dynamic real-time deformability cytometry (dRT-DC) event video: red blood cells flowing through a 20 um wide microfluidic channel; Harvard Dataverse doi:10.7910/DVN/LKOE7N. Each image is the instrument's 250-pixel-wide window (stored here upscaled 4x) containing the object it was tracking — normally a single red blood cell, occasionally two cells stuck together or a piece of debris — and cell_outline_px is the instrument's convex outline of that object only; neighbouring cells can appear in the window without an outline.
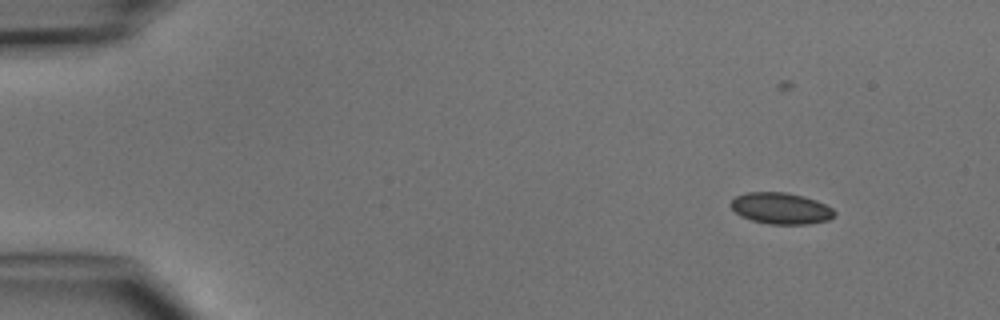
{"species": "common noctule bat (a hibernating species)", "species_latin": "Nyctalus noctula", "temperature_condition": "cold", "stored_images_in_passage": 4, "camera_frame_rate_fps": 3000, "um_per_image_px": 0.085, "animal": {"sex": "male", "body_mass_g": 15.6}, "frame": {"image": 1, "passage_image": 1, "time_ms": 0.0, "image_size_px": [1000, 320], "cell_outline_px": [[836, 212], [828, 220], [808, 224], [768, 224], [752, 220], [740, 216], [728, 204], [736, 196], [744, 192], [788, 192], [804, 196], [816, 200], [832, 208]], "centroid_in_image_um": [66.35, 17.7], "position_along_channel_um": 18.7, "area_um2": 19.02}}
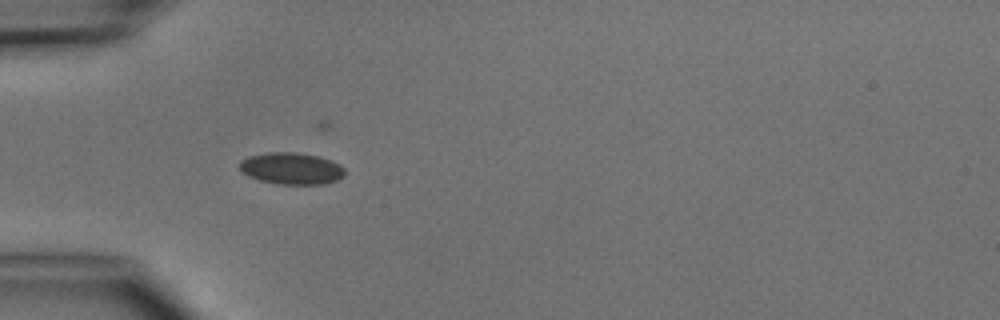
{"frame": {"image": 2, "passage_image": 3, "time_ms": 3.333, "image_size_px": [1000, 320], "cell_outline_px": [[344, 176], [336, 180], [324, 184], [280, 184], [260, 180], [248, 176], [240, 172], [240, 160], [248, 156], [264, 152], [296, 152], [320, 156], [332, 160], [340, 164], [344, 168]], "centroid_in_image_um": [24.76, 14.3], "position_along_channel_um": 60.2, "area_um2": 19.71}}